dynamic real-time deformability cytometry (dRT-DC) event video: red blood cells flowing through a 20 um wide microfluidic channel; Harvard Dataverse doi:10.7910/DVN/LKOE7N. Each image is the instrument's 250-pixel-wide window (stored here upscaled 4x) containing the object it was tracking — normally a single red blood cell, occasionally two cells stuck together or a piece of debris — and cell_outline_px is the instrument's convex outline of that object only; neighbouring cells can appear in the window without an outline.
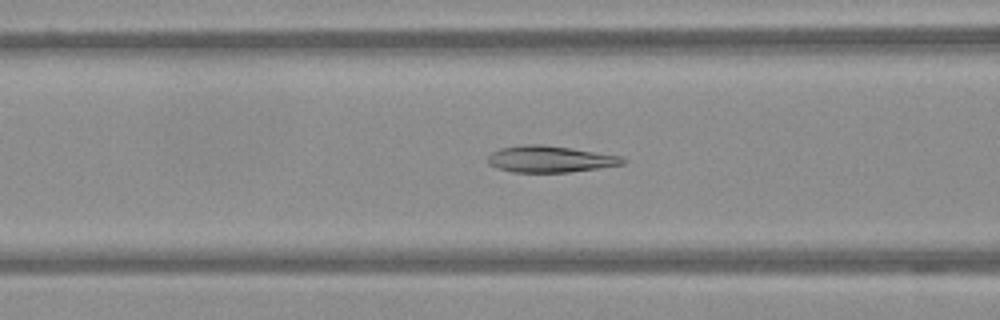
{"species": "Egyptian fruit bat (a non-hibernating species)", "species_latin": "Rousettus aegyptiacus", "temperature_condition": "warm", "stored_images_in_passage": 40, "camera_frame_rate_fps": 3000, "um_per_image_px": 0.085, "frame": {"image": 1, "passage_image": 6, "time_ms": 1.667, "image_size_px": [1000, 320], "cell_outline_px": [[628, 160], [624, 164], [568, 172], [512, 172], [496, 168], [488, 164], [488, 156], [492, 152], [500, 148], [524, 144], [540, 144], [572, 148], [624, 156]], "centroid_in_image_um": [46.77, 13.51], "position_along_channel_um": 119.8, "area_um2": 20.98}}
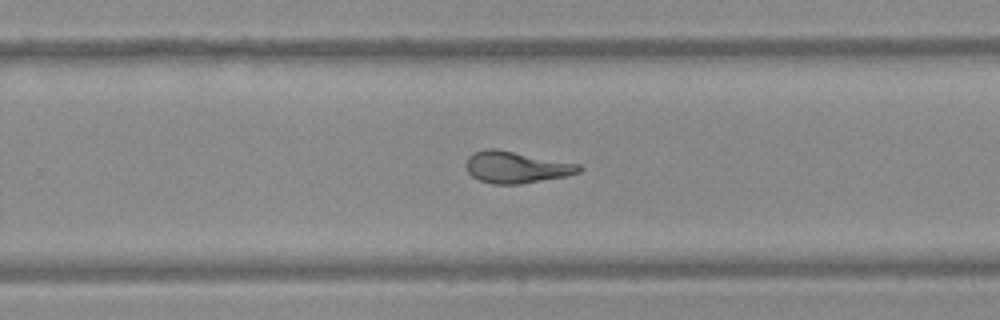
{"frame": {"image": 2, "passage_image": 20, "time_ms": 6.333, "image_size_px": [1000, 320], "cell_outline_px": [[584, 168], [580, 172], [568, 176], [520, 184], [492, 184], [480, 180], [472, 176], [468, 172], [464, 164], [468, 156], [472, 152], [484, 148], [496, 148], [580, 164]], "centroid_in_image_um": [43.87, 14.2], "position_along_channel_um": 285.9, "area_um2": 21.21}}
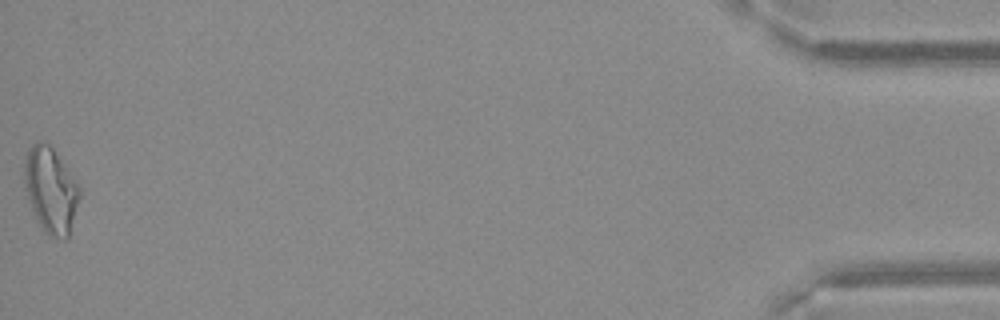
{"frame": {"image": 3, "passage_image": 40, "time_ms": 13.0, "image_size_px": [1000, 320], "cell_outline_px": [[80, 196], [68, 236], [64, 240], [48, 236], [44, 232], [36, 220], [24, 188], [24, 160], [28, 148], [36, 140], [40, 140], [48, 144], [52, 148], [64, 164], [80, 188]], "centroid_in_image_um": [4.27, 16.16], "position_along_channel_um": 430.9, "area_um2": 27.51}}